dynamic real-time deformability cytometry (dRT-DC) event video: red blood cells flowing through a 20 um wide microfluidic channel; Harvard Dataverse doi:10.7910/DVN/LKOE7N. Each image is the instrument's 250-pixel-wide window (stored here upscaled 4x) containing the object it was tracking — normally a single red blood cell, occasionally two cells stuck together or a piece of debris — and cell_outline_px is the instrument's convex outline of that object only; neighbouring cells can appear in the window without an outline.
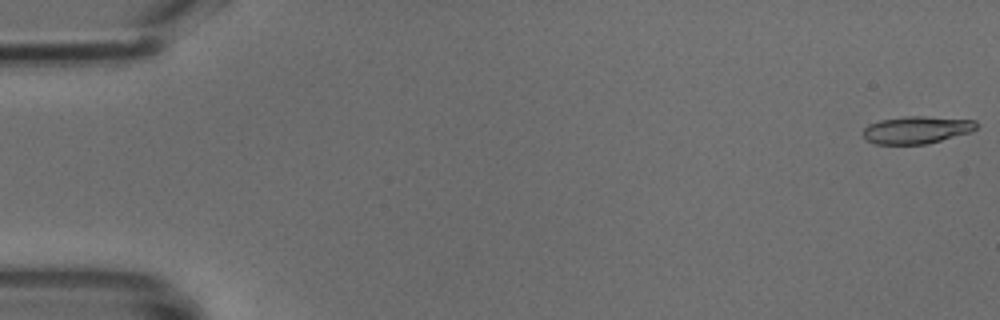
{"species": "common noctule bat (a hibernating species)", "species_latin": "Nyctalus noctula", "temperature_condition": "cold", "stored_images_in_passage": 12, "camera_frame_rate_fps": 3000, "um_per_image_px": 0.085, "animal": {"sex": "male", "body_mass_g": 18.8}, "frame": {"image": 1, "passage_image": 1, "time_ms": 0.0, "image_size_px": [1000, 320], "cell_outline_px": [[976, 128], [968, 132], [928, 144], [876, 144], [868, 140], [864, 136], [864, 128], [868, 124], [880, 120], [904, 116], [924, 116], [976, 120]], "centroid_in_image_um": [77.89, 11.03], "position_along_channel_um": 7.1, "area_um2": 17.92}}